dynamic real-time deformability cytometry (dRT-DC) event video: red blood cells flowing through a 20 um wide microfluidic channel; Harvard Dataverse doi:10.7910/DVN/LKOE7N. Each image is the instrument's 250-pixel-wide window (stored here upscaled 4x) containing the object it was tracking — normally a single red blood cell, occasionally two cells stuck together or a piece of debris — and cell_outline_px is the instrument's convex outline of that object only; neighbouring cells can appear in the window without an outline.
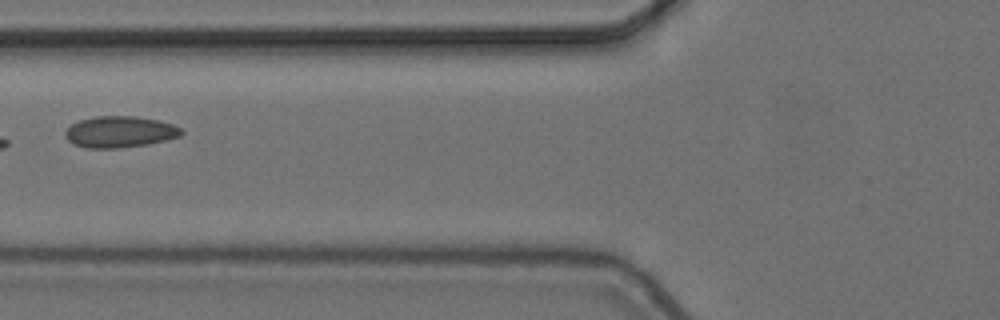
{"species": "common noctule bat (a hibernating species)", "species_latin": "Nyctalus noctula", "temperature_condition": "cold", "stored_images_in_passage": 5, "camera_frame_rate_fps": 3000, "um_per_image_px": 0.085, "animal": {"sex": "female", "body_mass_g": 24.6, "forearm_length_mm": 56.2}, "frame": {"image": 1, "passage_image": 5, "time_ms": 1.333, "image_size_px": [1000, 320], "cell_outline_px": [[184, 132], [180, 136], [148, 144], [120, 148], [84, 148], [72, 144], [64, 136], [64, 132], [72, 124], [80, 120], [96, 116], [136, 116], [160, 120], [172, 124], [180, 128]], "centroid_in_image_um": [10.16, 11.21], "position_along_channel_um": 115.6, "area_um2": 21.33}}